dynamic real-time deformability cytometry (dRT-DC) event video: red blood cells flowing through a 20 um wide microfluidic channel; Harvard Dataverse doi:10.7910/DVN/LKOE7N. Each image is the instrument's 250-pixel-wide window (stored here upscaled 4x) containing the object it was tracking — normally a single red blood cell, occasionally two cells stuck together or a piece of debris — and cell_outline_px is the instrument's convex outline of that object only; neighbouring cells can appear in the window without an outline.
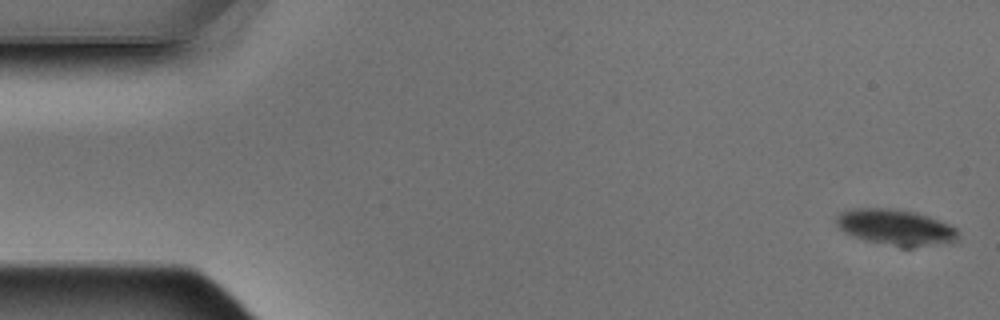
{"species": "Egyptian fruit bat (a non-hibernating species)", "species_latin": "Rousettus aegyptiacus", "temperature_condition": "warm", "stored_images_in_passage": 5, "camera_frame_rate_fps": 3000, "um_per_image_px": 0.085, "animal": {"sex": "male"}, "frame": {"image": 1, "passage_image": 5, "time_ms": 1.333, "image_size_px": [1000, 320], "cell_outline_px": [[956, 240], [912, 248], [900, 248], [864, 240], [844, 232], [836, 224], [836, 216], [840, 212], [856, 208], [888, 208], [916, 212], [928, 216], [948, 224], [956, 228]], "centroid_in_image_um": [76.07, 19.32], "position_along_channel_um": 8.9, "area_um2": 25.37}}